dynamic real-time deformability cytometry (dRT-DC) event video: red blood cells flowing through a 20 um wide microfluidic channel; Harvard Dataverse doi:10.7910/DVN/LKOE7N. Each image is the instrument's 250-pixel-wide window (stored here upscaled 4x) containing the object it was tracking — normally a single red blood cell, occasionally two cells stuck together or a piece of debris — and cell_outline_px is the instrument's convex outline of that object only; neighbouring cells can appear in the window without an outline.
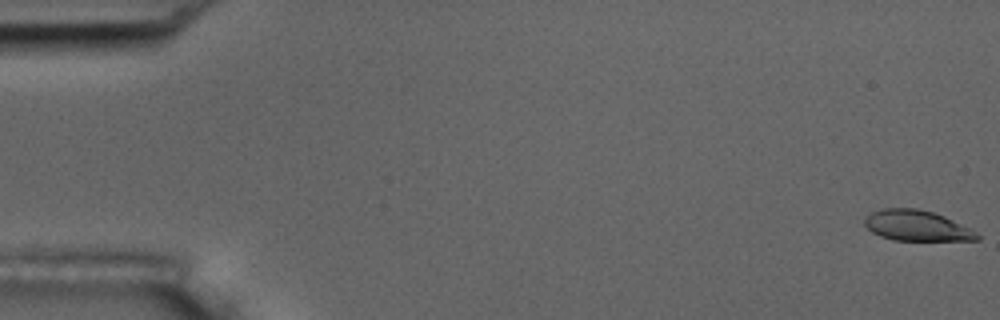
{"species": "common noctule bat (a hibernating species)", "species_latin": "Nyctalus noctula", "temperature_condition": "room temperature", "stored_images_in_passage": 56, "camera_frame_rate_fps": 3000, "um_per_image_px": 0.085, "animal": {"sex": "male", "body_mass_g": 17.5, "forearm_length_mm": 52.3}, "frame": {"image": 1, "passage_image": 1, "time_ms": 0.0, "image_size_px": [1000, 320], "cell_outline_px": [[980, 240], [892, 240], [880, 236], [872, 232], [864, 224], [864, 220], [872, 212], [884, 208], [916, 208], [932, 212], [944, 216], [972, 228], [980, 236]], "centroid_in_image_um": [77.95, 19.18], "position_along_channel_um": 7.1, "area_um2": 20.0}}
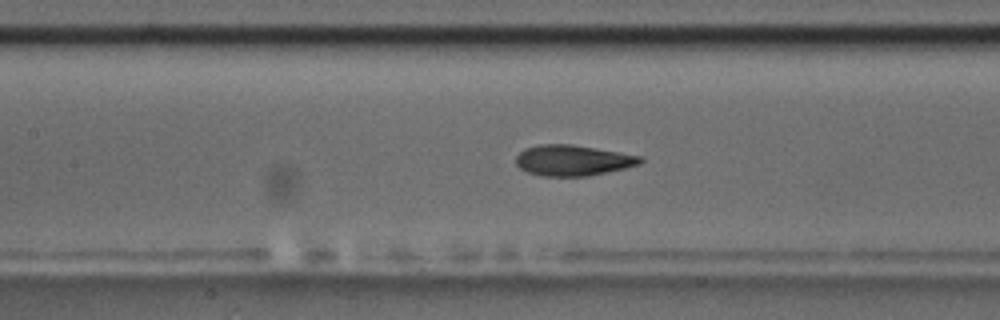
{"frame": {"image": 2, "passage_image": 26, "time_ms": 8.333, "image_size_px": [1000, 320], "cell_outline_px": [[644, 160], [640, 164], [624, 168], [588, 176], [540, 176], [528, 172], [520, 168], [516, 164], [516, 156], [524, 148], [540, 144], [572, 144], [640, 156]], "centroid_in_image_um": [48.65, 13.63], "position_along_channel_um": 158.7, "area_um2": 22.14}}
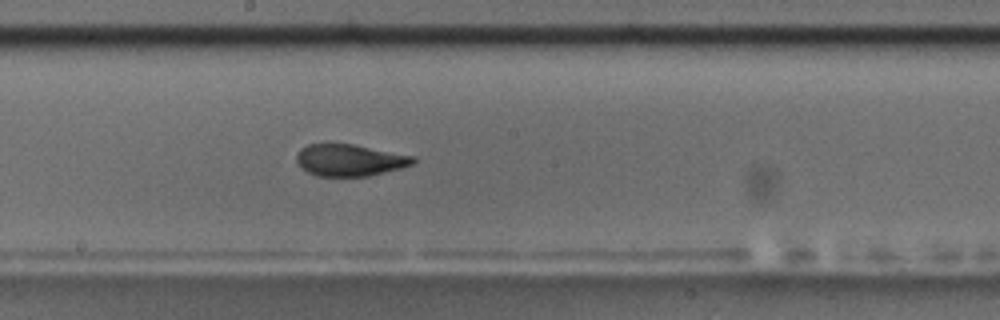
{"frame": {"image": 3, "passage_image": 31, "time_ms": 10.0, "image_size_px": [1000, 320], "cell_outline_px": [[416, 160], [412, 164], [400, 168], [368, 176], [316, 176], [300, 168], [296, 164], [296, 152], [300, 148], [308, 144], [352, 144], [416, 156]], "centroid_in_image_um": [29.68, 13.61], "position_along_channel_um": 218.5, "area_um2": 21.73}, "authors_computed_cell_mechanics": {"area_um2": 22.0796, "velocity_mm_per_s": 3.617, "shape_relaxation_time_tau1_ms": 4.0574, "shape_relaxation_time_tau2_ms": 1.2785, "deformation_change_tau1": 0.1945, "deformation_change_tau2": 0.0816}}